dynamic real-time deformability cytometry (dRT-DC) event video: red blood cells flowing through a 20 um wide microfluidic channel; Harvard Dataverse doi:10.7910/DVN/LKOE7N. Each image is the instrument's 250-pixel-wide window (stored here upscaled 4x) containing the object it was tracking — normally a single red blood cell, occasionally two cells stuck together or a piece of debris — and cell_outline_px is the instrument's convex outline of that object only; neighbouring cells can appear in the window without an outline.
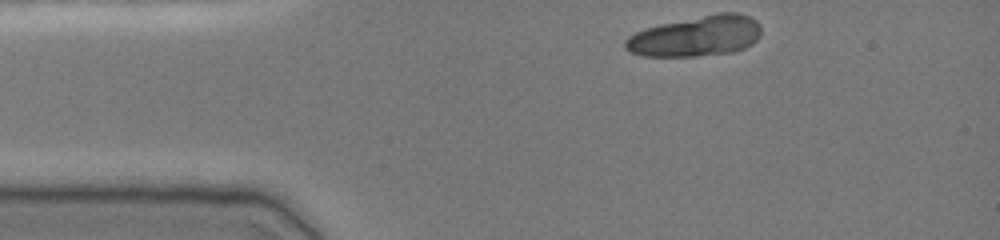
{"species": "common noctule bat (a hibernating species)", "species_latin": "Nyctalus noctula", "temperature_condition": "cold", "stored_images_in_passage": 35, "camera_frame_rate_fps": 3000, "um_per_image_px": 0.085, "animal": {"sex": "female", "body_mass_g": 19.0, "forearm_length_mm": 51.5}, "frame": {"image": 1, "passage_image": 1, "time_ms": 0.0, "image_size_px": [1000, 240], "cell_outline_px": [[760, 36], [752, 44], [744, 48], [732, 52], [696, 56], [644, 56], [632, 52], [624, 48], [624, 40], [628, 36], [644, 28], [660, 24], [716, 12], [740, 12], [756, 20], [760, 24]], "centroid_in_image_um": [59.17, 3.05], "position_along_channel_um": 25.8, "area_um2": 32.31}}